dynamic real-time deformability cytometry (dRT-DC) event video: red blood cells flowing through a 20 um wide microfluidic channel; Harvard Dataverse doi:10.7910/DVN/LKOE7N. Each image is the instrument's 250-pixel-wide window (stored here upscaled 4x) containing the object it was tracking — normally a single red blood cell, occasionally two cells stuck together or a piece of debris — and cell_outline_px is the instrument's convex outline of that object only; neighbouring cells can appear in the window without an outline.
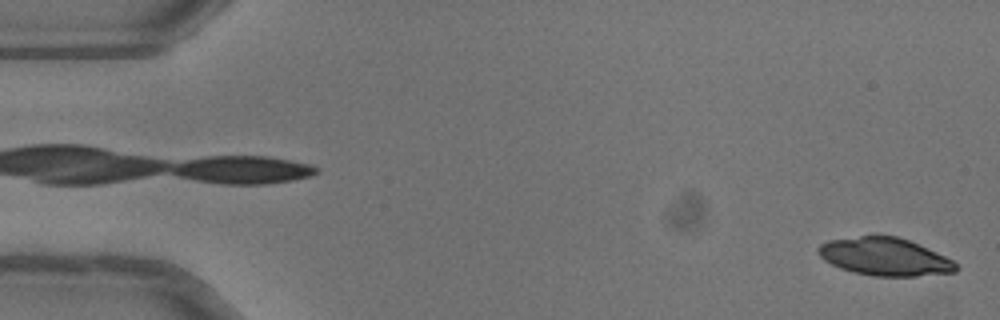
{"species": "common noctule bat (a hibernating species)", "species_latin": "Nyctalus noctula", "temperature_condition": "warm", "stored_images_in_passage": 12, "camera_frame_rate_fps": 3000, "um_per_image_px": 0.085, "animal": {"sex": "female"}, "frame": {"image": 1, "passage_image": 1, "time_ms": 0.0, "image_size_px": [1000, 320], "cell_outline_px": [[960, 268], [956, 272], [916, 276], [872, 276], [852, 272], [840, 268], [824, 260], [820, 256], [816, 248], [820, 244], [828, 240], [860, 236], [896, 236], [908, 240], [936, 252], [952, 260]], "centroid_in_image_um": [75.19, 21.83], "position_along_channel_um": 9.8, "area_um2": 30.23}}